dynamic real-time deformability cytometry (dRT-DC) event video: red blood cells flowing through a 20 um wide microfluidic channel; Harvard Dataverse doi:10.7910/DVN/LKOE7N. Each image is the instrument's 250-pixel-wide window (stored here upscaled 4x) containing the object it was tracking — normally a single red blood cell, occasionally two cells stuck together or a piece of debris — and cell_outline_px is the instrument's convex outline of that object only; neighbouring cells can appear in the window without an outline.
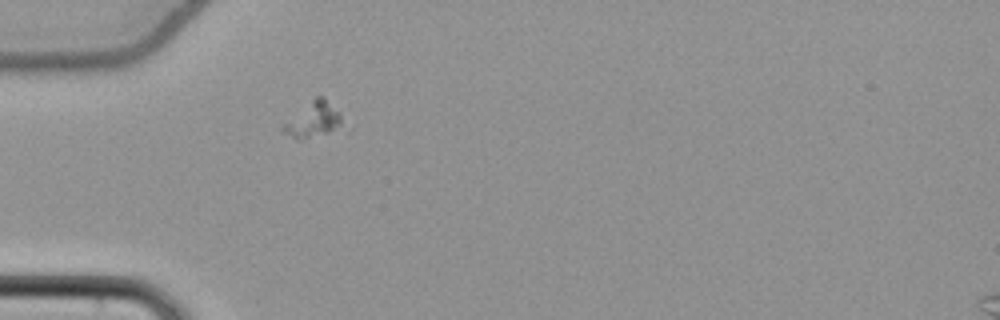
{"species": "common noctule bat (a hibernating species)", "species_latin": "Nyctalus noctula", "temperature_condition": "cold", "stored_images_in_passage": 43, "camera_frame_rate_fps": 3000, "um_per_image_px": 0.085, "animal": {"sex": "female", "body_mass_g": 22.7, "forearm_length_mm": 54.2}, "frame": {"image": 1, "passage_image": 6, "time_ms": 1.667, "image_size_px": [1000, 320], "cell_outline_px": [[352, 132], [300, 140], [296, 140], [280, 132], [280, 128], [284, 124], [316, 96], [324, 96], [340, 112], [352, 128]], "centroid_in_image_um": [26.88, 10.3], "position_along_channel_um": 58.1, "area_um2": 13.81}}
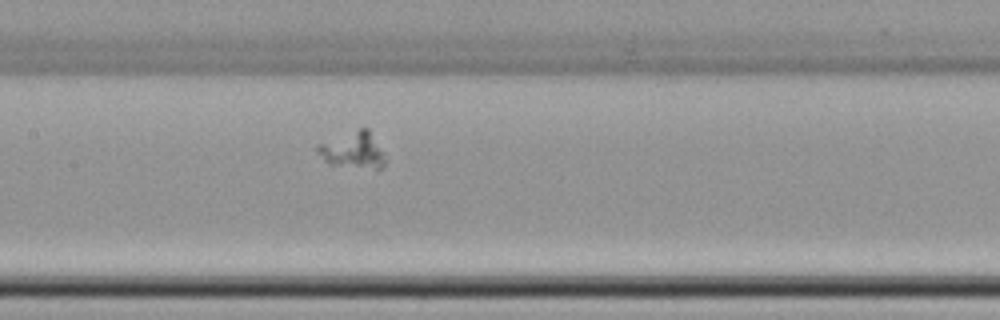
{"frame": {"image": 2, "passage_image": 16, "time_ms": 5.0, "image_size_px": [1000, 320], "cell_outline_px": [[388, 160], [384, 168], [376, 168], [328, 164], [316, 152], [316, 144], [360, 128], [368, 128]], "centroid_in_image_um": [30.01, 12.77], "position_along_channel_um": 177.4, "area_um2": 14.28}}
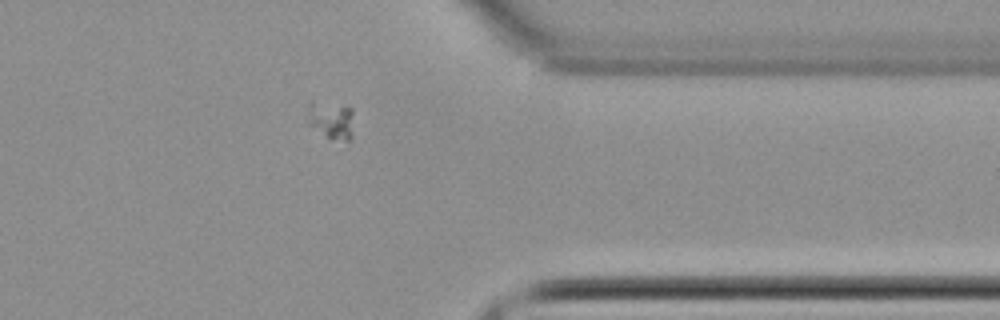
{"frame": {"image": 3, "passage_image": 33, "time_ms": 10.667, "image_size_px": [1000, 320], "cell_outline_px": [[352, 136], [348, 140], [328, 140], [308, 124], [308, 100], [312, 100], [348, 104], [352, 108]], "centroid_in_image_um": [28.13, 10.16], "position_along_channel_um": 383.3, "area_um2": 10.81}}